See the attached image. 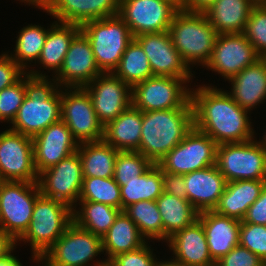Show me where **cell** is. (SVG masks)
<instances>
[{"label": "cell", "instance_id": "obj_50", "mask_svg": "<svg viewBox=\"0 0 266 266\" xmlns=\"http://www.w3.org/2000/svg\"><path fill=\"white\" fill-rule=\"evenodd\" d=\"M0 266H23V264L11 254L7 258L0 260Z\"/></svg>", "mask_w": 266, "mask_h": 266}, {"label": "cell", "instance_id": "obj_44", "mask_svg": "<svg viewBox=\"0 0 266 266\" xmlns=\"http://www.w3.org/2000/svg\"><path fill=\"white\" fill-rule=\"evenodd\" d=\"M215 266H266V263L256 254L238 244L227 255L221 257Z\"/></svg>", "mask_w": 266, "mask_h": 266}, {"label": "cell", "instance_id": "obj_18", "mask_svg": "<svg viewBox=\"0 0 266 266\" xmlns=\"http://www.w3.org/2000/svg\"><path fill=\"white\" fill-rule=\"evenodd\" d=\"M102 72L98 68L91 43L80 31L74 38L65 55L63 65L52 78L59 88H84Z\"/></svg>", "mask_w": 266, "mask_h": 266}, {"label": "cell", "instance_id": "obj_25", "mask_svg": "<svg viewBox=\"0 0 266 266\" xmlns=\"http://www.w3.org/2000/svg\"><path fill=\"white\" fill-rule=\"evenodd\" d=\"M232 88L228 94L245 110L263 103L266 99V66L261 59L247 66L229 80Z\"/></svg>", "mask_w": 266, "mask_h": 266}, {"label": "cell", "instance_id": "obj_4", "mask_svg": "<svg viewBox=\"0 0 266 266\" xmlns=\"http://www.w3.org/2000/svg\"><path fill=\"white\" fill-rule=\"evenodd\" d=\"M51 80H37L28 90L10 130L34 137L61 120V89Z\"/></svg>", "mask_w": 266, "mask_h": 266}, {"label": "cell", "instance_id": "obj_39", "mask_svg": "<svg viewBox=\"0 0 266 266\" xmlns=\"http://www.w3.org/2000/svg\"><path fill=\"white\" fill-rule=\"evenodd\" d=\"M79 201L103 203L122 210L121 189L113 177H84Z\"/></svg>", "mask_w": 266, "mask_h": 266}, {"label": "cell", "instance_id": "obj_40", "mask_svg": "<svg viewBox=\"0 0 266 266\" xmlns=\"http://www.w3.org/2000/svg\"><path fill=\"white\" fill-rule=\"evenodd\" d=\"M153 163L137 151H119L114 168V180L119 186L145 173Z\"/></svg>", "mask_w": 266, "mask_h": 266}, {"label": "cell", "instance_id": "obj_29", "mask_svg": "<svg viewBox=\"0 0 266 266\" xmlns=\"http://www.w3.org/2000/svg\"><path fill=\"white\" fill-rule=\"evenodd\" d=\"M55 22V23H54ZM47 33L45 44L37 61L44 69L53 70L56 75L61 69L65 55L81 26L54 21Z\"/></svg>", "mask_w": 266, "mask_h": 266}, {"label": "cell", "instance_id": "obj_1", "mask_svg": "<svg viewBox=\"0 0 266 266\" xmlns=\"http://www.w3.org/2000/svg\"><path fill=\"white\" fill-rule=\"evenodd\" d=\"M191 102L194 127L218 145L254 139L249 111L241 108L228 91L200 85L191 91Z\"/></svg>", "mask_w": 266, "mask_h": 266}, {"label": "cell", "instance_id": "obj_17", "mask_svg": "<svg viewBox=\"0 0 266 266\" xmlns=\"http://www.w3.org/2000/svg\"><path fill=\"white\" fill-rule=\"evenodd\" d=\"M84 89L91 97L94 111L105 126L132 105V88L114 73H101Z\"/></svg>", "mask_w": 266, "mask_h": 266}, {"label": "cell", "instance_id": "obj_27", "mask_svg": "<svg viewBox=\"0 0 266 266\" xmlns=\"http://www.w3.org/2000/svg\"><path fill=\"white\" fill-rule=\"evenodd\" d=\"M142 111L132 105L104 126L103 140L118 151H139Z\"/></svg>", "mask_w": 266, "mask_h": 266}, {"label": "cell", "instance_id": "obj_42", "mask_svg": "<svg viewBox=\"0 0 266 266\" xmlns=\"http://www.w3.org/2000/svg\"><path fill=\"white\" fill-rule=\"evenodd\" d=\"M239 244L266 263V225L241 221Z\"/></svg>", "mask_w": 266, "mask_h": 266}, {"label": "cell", "instance_id": "obj_55", "mask_svg": "<svg viewBox=\"0 0 266 266\" xmlns=\"http://www.w3.org/2000/svg\"><path fill=\"white\" fill-rule=\"evenodd\" d=\"M255 4H266V0H253Z\"/></svg>", "mask_w": 266, "mask_h": 266}, {"label": "cell", "instance_id": "obj_56", "mask_svg": "<svg viewBox=\"0 0 266 266\" xmlns=\"http://www.w3.org/2000/svg\"><path fill=\"white\" fill-rule=\"evenodd\" d=\"M260 59L264 62L265 66H266V52L260 56Z\"/></svg>", "mask_w": 266, "mask_h": 266}, {"label": "cell", "instance_id": "obj_24", "mask_svg": "<svg viewBox=\"0 0 266 266\" xmlns=\"http://www.w3.org/2000/svg\"><path fill=\"white\" fill-rule=\"evenodd\" d=\"M198 220L203 225L209 253L215 262L239 244L240 220L214 210L200 212Z\"/></svg>", "mask_w": 266, "mask_h": 266}, {"label": "cell", "instance_id": "obj_28", "mask_svg": "<svg viewBox=\"0 0 266 266\" xmlns=\"http://www.w3.org/2000/svg\"><path fill=\"white\" fill-rule=\"evenodd\" d=\"M253 0H216L204 13L218 34L243 33Z\"/></svg>", "mask_w": 266, "mask_h": 266}, {"label": "cell", "instance_id": "obj_52", "mask_svg": "<svg viewBox=\"0 0 266 266\" xmlns=\"http://www.w3.org/2000/svg\"><path fill=\"white\" fill-rule=\"evenodd\" d=\"M156 266H185V265L178 263L172 259V261L171 260L170 261H164V262L158 261L156 263Z\"/></svg>", "mask_w": 266, "mask_h": 266}, {"label": "cell", "instance_id": "obj_21", "mask_svg": "<svg viewBox=\"0 0 266 266\" xmlns=\"http://www.w3.org/2000/svg\"><path fill=\"white\" fill-rule=\"evenodd\" d=\"M120 0H47L44 9L58 22L82 26L84 23L117 15Z\"/></svg>", "mask_w": 266, "mask_h": 266}, {"label": "cell", "instance_id": "obj_38", "mask_svg": "<svg viewBox=\"0 0 266 266\" xmlns=\"http://www.w3.org/2000/svg\"><path fill=\"white\" fill-rule=\"evenodd\" d=\"M124 213L137 225L147 240H163V224L156 201L142 200L126 207Z\"/></svg>", "mask_w": 266, "mask_h": 266}, {"label": "cell", "instance_id": "obj_3", "mask_svg": "<svg viewBox=\"0 0 266 266\" xmlns=\"http://www.w3.org/2000/svg\"><path fill=\"white\" fill-rule=\"evenodd\" d=\"M168 33L174 47L189 68L190 64L197 63L202 67L206 66L211 58L218 33L209 23L205 13L177 11Z\"/></svg>", "mask_w": 266, "mask_h": 266}, {"label": "cell", "instance_id": "obj_47", "mask_svg": "<svg viewBox=\"0 0 266 266\" xmlns=\"http://www.w3.org/2000/svg\"><path fill=\"white\" fill-rule=\"evenodd\" d=\"M164 192L181 199H187L184 176L163 172Z\"/></svg>", "mask_w": 266, "mask_h": 266}, {"label": "cell", "instance_id": "obj_2", "mask_svg": "<svg viewBox=\"0 0 266 266\" xmlns=\"http://www.w3.org/2000/svg\"><path fill=\"white\" fill-rule=\"evenodd\" d=\"M194 127L193 104L184 108L142 112L139 153L157 164Z\"/></svg>", "mask_w": 266, "mask_h": 266}, {"label": "cell", "instance_id": "obj_48", "mask_svg": "<svg viewBox=\"0 0 266 266\" xmlns=\"http://www.w3.org/2000/svg\"><path fill=\"white\" fill-rule=\"evenodd\" d=\"M17 242L10 234L0 230V260L11 255Z\"/></svg>", "mask_w": 266, "mask_h": 266}, {"label": "cell", "instance_id": "obj_30", "mask_svg": "<svg viewBox=\"0 0 266 266\" xmlns=\"http://www.w3.org/2000/svg\"><path fill=\"white\" fill-rule=\"evenodd\" d=\"M135 222L124 211L116 217L107 233L102 237V250L108 262L117 254L135 250L146 243Z\"/></svg>", "mask_w": 266, "mask_h": 266}, {"label": "cell", "instance_id": "obj_16", "mask_svg": "<svg viewBox=\"0 0 266 266\" xmlns=\"http://www.w3.org/2000/svg\"><path fill=\"white\" fill-rule=\"evenodd\" d=\"M260 56L243 33L218 34L206 69L219 73L229 81Z\"/></svg>", "mask_w": 266, "mask_h": 266}, {"label": "cell", "instance_id": "obj_22", "mask_svg": "<svg viewBox=\"0 0 266 266\" xmlns=\"http://www.w3.org/2000/svg\"><path fill=\"white\" fill-rule=\"evenodd\" d=\"M187 200L200 213L214 210L227 181L216 165L184 174Z\"/></svg>", "mask_w": 266, "mask_h": 266}, {"label": "cell", "instance_id": "obj_19", "mask_svg": "<svg viewBox=\"0 0 266 266\" xmlns=\"http://www.w3.org/2000/svg\"><path fill=\"white\" fill-rule=\"evenodd\" d=\"M142 46L154 76L192 78V72L174 47L168 31L134 37Z\"/></svg>", "mask_w": 266, "mask_h": 266}, {"label": "cell", "instance_id": "obj_35", "mask_svg": "<svg viewBox=\"0 0 266 266\" xmlns=\"http://www.w3.org/2000/svg\"><path fill=\"white\" fill-rule=\"evenodd\" d=\"M113 73L131 88L154 76L148 58L135 38L127 46Z\"/></svg>", "mask_w": 266, "mask_h": 266}, {"label": "cell", "instance_id": "obj_5", "mask_svg": "<svg viewBox=\"0 0 266 266\" xmlns=\"http://www.w3.org/2000/svg\"><path fill=\"white\" fill-rule=\"evenodd\" d=\"M72 208L67 204L40 194L35 202L28 229L18 241L29 242L33 261L39 259L73 221Z\"/></svg>", "mask_w": 266, "mask_h": 266}, {"label": "cell", "instance_id": "obj_14", "mask_svg": "<svg viewBox=\"0 0 266 266\" xmlns=\"http://www.w3.org/2000/svg\"><path fill=\"white\" fill-rule=\"evenodd\" d=\"M0 175L4 181H38L32 137L10 129L0 133Z\"/></svg>", "mask_w": 266, "mask_h": 266}, {"label": "cell", "instance_id": "obj_46", "mask_svg": "<svg viewBox=\"0 0 266 266\" xmlns=\"http://www.w3.org/2000/svg\"><path fill=\"white\" fill-rule=\"evenodd\" d=\"M242 221L245 223L266 225V184L258 199L248 208Z\"/></svg>", "mask_w": 266, "mask_h": 266}, {"label": "cell", "instance_id": "obj_26", "mask_svg": "<svg viewBox=\"0 0 266 266\" xmlns=\"http://www.w3.org/2000/svg\"><path fill=\"white\" fill-rule=\"evenodd\" d=\"M266 180H236L227 182L214 211L242 221L248 208L258 199Z\"/></svg>", "mask_w": 266, "mask_h": 266}, {"label": "cell", "instance_id": "obj_57", "mask_svg": "<svg viewBox=\"0 0 266 266\" xmlns=\"http://www.w3.org/2000/svg\"><path fill=\"white\" fill-rule=\"evenodd\" d=\"M4 180L2 179L1 175H0V185Z\"/></svg>", "mask_w": 266, "mask_h": 266}, {"label": "cell", "instance_id": "obj_7", "mask_svg": "<svg viewBox=\"0 0 266 266\" xmlns=\"http://www.w3.org/2000/svg\"><path fill=\"white\" fill-rule=\"evenodd\" d=\"M101 252L102 238L72 221L63 235L36 262L41 261L46 266H90L89 262ZM93 265L107 266V261H98Z\"/></svg>", "mask_w": 266, "mask_h": 266}, {"label": "cell", "instance_id": "obj_41", "mask_svg": "<svg viewBox=\"0 0 266 266\" xmlns=\"http://www.w3.org/2000/svg\"><path fill=\"white\" fill-rule=\"evenodd\" d=\"M243 34L259 56L266 52V4H256L252 8Z\"/></svg>", "mask_w": 266, "mask_h": 266}, {"label": "cell", "instance_id": "obj_32", "mask_svg": "<svg viewBox=\"0 0 266 266\" xmlns=\"http://www.w3.org/2000/svg\"><path fill=\"white\" fill-rule=\"evenodd\" d=\"M77 152L82 162L83 177L114 176L115 161L119 151L104 140L81 143Z\"/></svg>", "mask_w": 266, "mask_h": 266}, {"label": "cell", "instance_id": "obj_23", "mask_svg": "<svg viewBox=\"0 0 266 266\" xmlns=\"http://www.w3.org/2000/svg\"><path fill=\"white\" fill-rule=\"evenodd\" d=\"M167 244L173 251V260L178 263L185 266H215L216 262L211 258L203 225L199 220L174 233L168 238Z\"/></svg>", "mask_w": 266, "mask_h": 266}, {"label": "cell", "instance_id": "obj_36", "mask_svg": "<svg viewBox=\"0 0 266 266\" xmlns=\"http://www.w3.org/2000/svg\"><path fill=\"white\" fill-rule=\"evenodd\" d=\"M37 80H50L46 74L34 69L26 72L13 85L0 91V121L12 123L29 90Z\"/></svg>", "mask_w": 266, "mask_h": 266}, {"label": "cell", "instance_id": "obj_45", "mask_svg": "<svg viewBox=\"0 0 266 266\" xmlns=\"http://www.w3.org/2000/svg\"><path fill=\"white\" fill-rule=\"evenodd\" d=\"M26 72L9 56L0 55V91L17 82Z\"/></svg>", "mask_w": 266, "mask_h": 266}, {"label": "cell", "instance_id": "obj_11", "mask_svg": "<svg viewBox=\"0 0 266 266\" xmlns=\"http://www.w3.org/2000/svg\"><path fill=\"white\" fill-rule=\"evenodd\" d=\"M217 143L195 127L157 163L162 172L184 175L216 165Z\"/></svg>", "mask_w": 266, "mask_h": 266}, {"label": "cell", "instance_id": "obj_33", "mask_svg": "<svg viewBox=\"0 0 266 266\" xmlns=\"http://www.w3.org/2000/svg\"><path fill=\"white\" fill-rule=\"evenodd\" d=\"M122 211L131 204L142 200L156 201L164 192L163 172L153 164L145 173L131 181H124L120 186Z\"/></svg>", "mask_w": 266, "mask_h": 266}, {"label": "cell", "instance_id": "obj_9", "mask_svg": "<svg viewBox=\"0 0 266 266\" xmlns=\"http://www.w3.org/2000/svg\"><path fill=\"white\" fill-rule=\"evenodd\" d=\"M216 166L227 182L266 180V151L255 139L217 145Z\"/></svg>", "mask_w": 266, "mask_h": 266}, {"label": "cell", "instance_id": "obj_6", "mask_svg": "<svg viewBox=\"0 0 266 266\" xmlns=\"http://www.w3.org/2000/svg\"><path fill=\"white\" fill-rule=\"evenodd\" d=\"M81 31L91 43L96 64L102 73L114 72L134 39L118 14L86 22L81 26Z\"/></svg>", "mask_w": 266, "mask_h": 266}, {"label": "cell", "instance_id": "obj_37", "mask_svg": "<svg viewBox=\"0 0 266 266\" xmlns=\"http://www.w3.org/2000/svg\"><path fill=\"white\" fill-rule=\"evenodd\" d=\"M49 28L46 30L41 26L29 25L23 27L18 35L15 46V53L9 55L25 72H27V63L36 64L38 61L42 48L45 44L47 33ZM31 61V62H30ZM26 69V70H25Z\"/></svg>", "mask_w": 266, "mask_h": 266}, {"label": "cell", "instance_id": "obj_43", "mask_svg": "<svg viewBox=\"0 0 266 266\" xmlns=\"http://www.w3.org/2000/svg\"><path fill=\"white\" fill-rule=\"evenodd\" d=\"M147 244L148 242L135 250L115 255L107 262V266H156L157 258Z\"/></svg>", "mask_w": 266, "mask_h": 266}, {"label": "cell", "instance_id": "obj_10", "mask_svg": "<svg viewBox=\"0 0 266 266\" xmlns=\"http://www.w3.org/2000/svg\"><path fill=\"white\" fill-rule=\"evenodd\" d=\"M190 80L152 76L132 87V106L142 112L184 108L191 102L192 89L185 87Z\"/></svg>", "mask_w": 266, "mask_h": 266}, {"label": "cell", "instance_id": "obj_12", "mask_svg": "<svg viewBox=\"0 0 266 266\" xmlns=\"http://www.w3.org/2000/svg\"><path fill=\"white\" fill-rule=\"evenodd\" d=\"M65 91L61 90V120L74 139L79 144L103 140L104 126L94 111L88 92L84 88Z\"/></svg>", "mask_w": 266, "mask_h": 266}, {"label": "cell", "instance_id": "obj_53", "mask_svg": "<svg viewBox=\"0 0 266 266\" xmlns=\"http://www.w3.org/2000/svg\"><path fill=\"white\" fill-rule=\"evenodd\" d=\"M21 2L24 1V3H28L29 6L30 4L33 6H36L37 8L42 6L47 0H20Z\"/></svg>", "mask_w": 266, "mask_h": 266}, {"label": "cell", "instance_id": "obj_20", "mask_svg": "<svg viewBox=\"0 0 266 266\" xmlns=\"http://www.w3.org/2000/svg\"><path fill=\"white\" fill-rule=\"evenodd\" d=\"M34 166L38 175L78 150L67 125L60 120L32 138Z\"/></svg>", "mask_w": 266, "mask_h": 266}, {"label": "cell", "instance_id": "obj_13", "mask_svg": "<svg viewBox=\"0 0 266 266\" xmlns=\"http://www.w3.org/2000/svg\"><path fill=\"white\" fill-rule=\"evenodd\" d=\"M82 162L76 151L38 175L40 193L76 208L83 182ZM75 204V205H74Z\"/></svg>", "mask_w": 266, "mask_h": 266}, {"label": "cell", "instance_id": "obj_8", "mask_svg": "<svg viewBox=\"0 0 266 266\" xmlns=\"http://www.w3.org/2000/svg\"><path fill=\"white\" fill-rule=\"evenodd\" d=\"M40 194L37 182L3 181L0 185V230L17 241L29 227Z\"/></svg>", "mask_w": 266, "mask_h": 266}, {"label": "cell", "instance_id": "obj_51", "mask_svg": "<svg viewBox=\"0 0 266 266\" xmlns=\"http://www.w3.org/2000/svg\"><path fill=\"white\" fill-rule=\"evenodd\" d=\"M164 1L169 2L178 11H181V10L186 11V0H164Z\"/></svg>", "mask_w": 266, "mask_h": 266}, {"label": "cell", "instance_id": "obj_15", "mask_svg": "<svg viewBox=\"0 0 266 266\" xmlns=\"http://www.w3.org/2000/svg\"><path fill=\"white\" fill-rule=\"evenodd\" d=\"M177 11L164 0H120L118 15L135 37L168 31Z\"/></svg>", "mask_w": 266, "mask_h": 266}, {"label": "cell", "instance_id": "obj_31", "mask_svg": "<svg viewBox=\"0 0 266 266\" xmlns=\"http://www.w3.org/2000/svg\"><path fill=\"white\" fill-rule=\"evenodd\" d=\"M156 203L163 224V240L167 242L174 233L192 225L198 220L199 212L187 199L177 198L163 192Z\"/></svg>", "mask_w": 266, "mask_h": 266}, {"label": "cell", "instance_id": "obj_49", "mask_svg": "<svg viewBox=\"0 0 266 266\" xmlns=\"http://www.w3.org/2000/svg\"><path fill=\"white\" fill-rule=\"evenodd\" d=\"M216 0H186V11L204 13Z\"/></svg>", "mask_w": 266, "mask_h": 266}, {"label": "cell", "instance_id": "obj_54", "mask_svg": "<svg viewBox=\"0 0 266 266\" xmlns=\"http://www.w3.org/2000/svg\"><path fill=\"white\" fill-rule=\"evenodd\" d=\"M263 139L261 141H258V143L262 146V148L266 151V132L265 135L262 137Z\"/></svg>", "mask_w": 266, "mask_h": 266}, {"label": "cell", "instance_id": "obj_34", "mask_svg": "<svg viewBox=\"0 0 266 266\" xmlns=\"http://www.w3.org/2000/svg\"><path fill=\"white\" fill-rule=\"evenodd\" d=\"M80 210H72L73 221L81 228L103 237L121 209L97 202L79 201Z\"/></svg>", "mask_w": 266, "mask_h": 266}]
</instances>
